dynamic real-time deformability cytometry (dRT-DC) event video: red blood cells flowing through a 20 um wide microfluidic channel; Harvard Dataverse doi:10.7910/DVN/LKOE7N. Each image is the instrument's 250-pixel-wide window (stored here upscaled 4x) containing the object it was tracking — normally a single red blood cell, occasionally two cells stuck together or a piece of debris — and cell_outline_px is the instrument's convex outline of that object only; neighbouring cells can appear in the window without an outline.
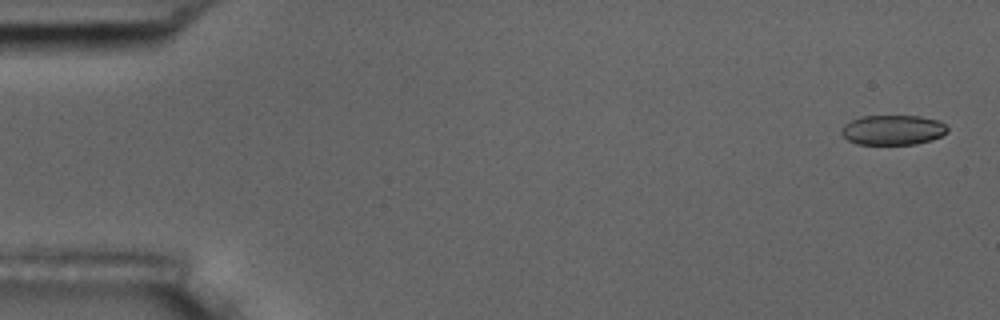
{"species": "common noctule bat (a hibernating species)", "species_latin": "Nyctalus noctula", "temperature_condition": "room temperature", "stored_images_in_passage": 5, "camera_frame_rate_fps": 3000, "um_per_image_px": 0.085, "animal": {"sex": "male", "body_mass_g": 17.5, "forearm_length_mm": 52.3}, "frame": {"image": 1, "passage_image": 1, "time_ms": 0.0, "image_size_px": [1000, 320], "cell_outline_px": [[948, 132], [932, 140], [916, 144], [856, 144], [848, 140], [840, 132], [840, 128], [844, 124], [852, 120], [864, 116], [920, 116], [940, 120], [948, 128]], "centroid_in_image_um": [75.9, 11.04], "position_along_channel_um": 9.1, "area_um2": 18.55}}
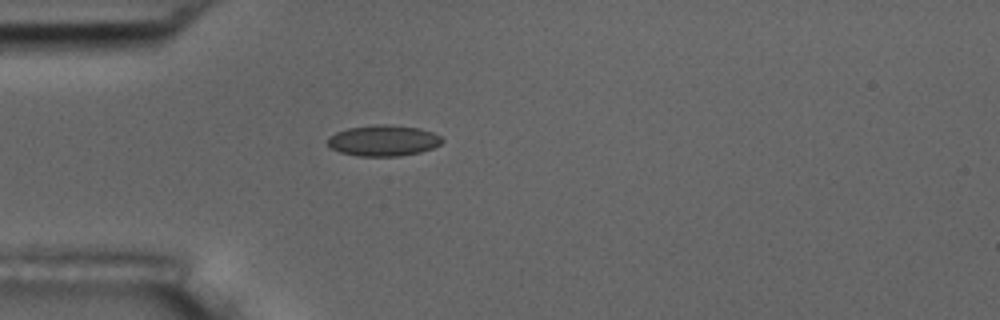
{"frame": {"image": 2, "passage_image": 5, "time_ms": 4.667, "image_size_px": [1000, 320], "cell_outline_px": [[444, 140], [440, 144], [432, 148], [420, 152], [400, 156], [356, 156], [340, 152], [328, 148], [328, 136], [336, 132], [348, 128], [376, 124], [388, 124], [420, 128], [432, 132], [440, 136]], "centroid_in_image_um": [32.56, 11.95], "position_along_channel_um": 52.4, "area_um2": 20.81}}